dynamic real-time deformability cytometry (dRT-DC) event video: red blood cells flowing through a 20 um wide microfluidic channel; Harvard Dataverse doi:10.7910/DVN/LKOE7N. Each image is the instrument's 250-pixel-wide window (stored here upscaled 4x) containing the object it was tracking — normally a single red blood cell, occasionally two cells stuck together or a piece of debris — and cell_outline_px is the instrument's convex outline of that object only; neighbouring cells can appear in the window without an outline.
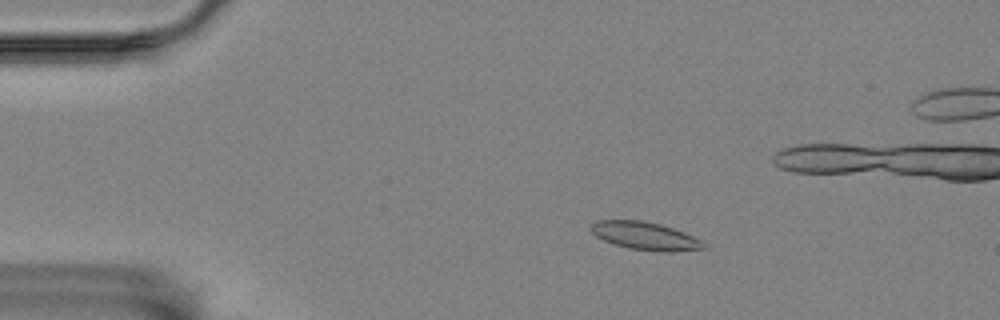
{"species": "Egyptian fruit bat (a non-hibernating species)", "species_latin": "Rousettus aegyptiacus", "temperature_condition": "room temperature", "stored_images_in_passage": 7, "segment_of_instrument_passage": [1, 2], "camera_frame_rate_fps": 3000, "um_per_image_px": 0.085, "animal": {"sex": "female"}, "frame": {"image": 1, "passage_image": 3, "time_ms": 3.0, "image_size_px": [1000, 320], "cell_outline_px": [[708, 248], [668, 252], [660, 252], [628, 248], [604, 240], [596, 236], [588, 228], [596, 220], [640, 220], [660, 224], [684, 232], [700, 240]], "centroid_in_image_um": [54.82, 20.05], "position_along_channel_um": 30.2, "area_um2": 18.21}}
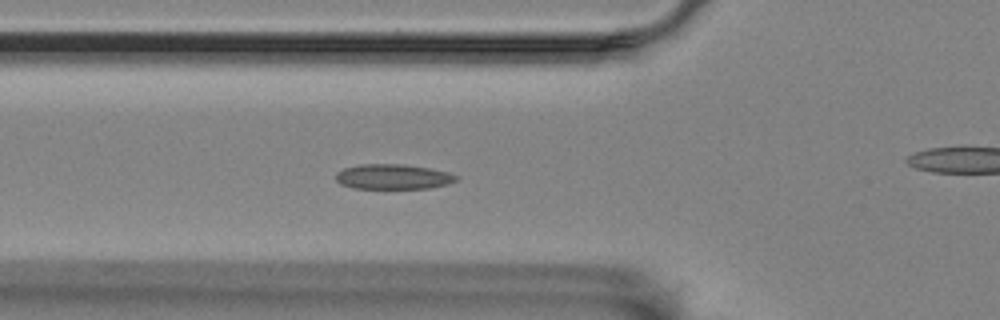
{"frame": {"image": 2, "passage_image": 6, "time_ms": 6.333, "image_size_px": [1000, 320], "cell_outline_px": [[460, 180], [448, 184], [428, 188], [352, 188], [340, 184], [336, 180], [336, 172], [344, 168], [360, 164], [404, 164], [428, 168], [448, 172], [460, 176]], "centroid_in_image_um": [33.43, 15.02], "position_along_channel_um": 92.4, "area_um2": 17.69}}